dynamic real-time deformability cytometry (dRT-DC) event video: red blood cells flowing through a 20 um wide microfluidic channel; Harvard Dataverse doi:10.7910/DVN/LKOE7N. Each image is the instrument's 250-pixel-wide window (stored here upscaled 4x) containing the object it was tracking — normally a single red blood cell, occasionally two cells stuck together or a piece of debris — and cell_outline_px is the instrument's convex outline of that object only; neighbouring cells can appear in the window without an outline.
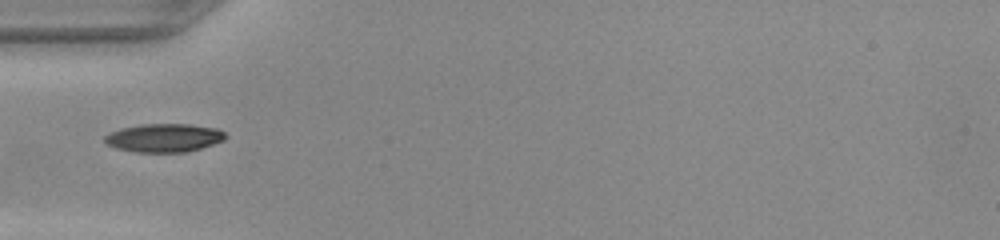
{"species": "common noctule bat (a hibernating species)", "species_latin": "Nyctalus noctula", "temperature_condition": "warm", "stored_images_in_passage": 34, "camera_frame_rate_fps": 3000, "um_per_image_px": 0.085, "animal": {"sex": "female", "body_mass_g": 22.0, "forearm_length_mm": 56.7}, "frame": {"image": 1, "passage_image": 1, "time_ms": 0.0, "image_size_px": [1000, 240], "cell_outline_px": [[228, 136], [224, 140], [200, 148], [184, 152], [136, 152], [116, 148], [108, 144], [104, 140], [104, 136], [120, 128], [140, 124], [188, 124], [216, 128], [224, 132]], "centroid_in_image_um": [13.94, 11.71], "position_along_channel_um": 71.1, "area_um2": 19.88}}
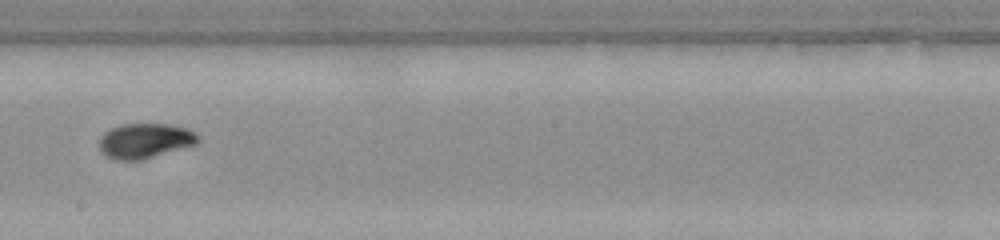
{"frame": {"image": 2, "passage_image": 13, "time_ms": 4.0, "image_size_px": [1000, 240], "cell_outline_px": [[200, 140], [196, 144], [144, 160], [116, 160], [108, 156], [100, 148], [100, 136], [104, 132], [112, 128], [124, 124], [168, 124], [188, 128], [196, 132], [200, 136]], "centroid_in_image_um": [12.38, 11.96], "position_along_channel_um": 235.8, "area_um2": 20.17}}
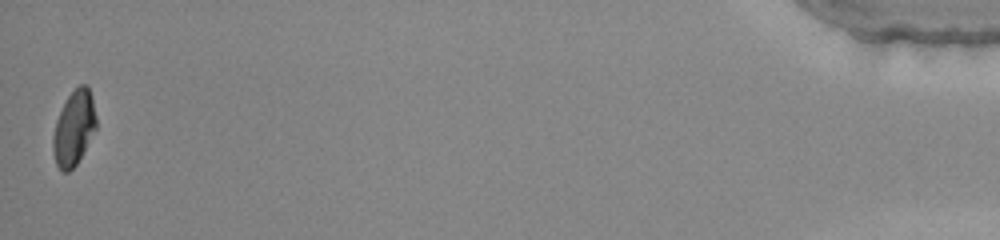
{"frame": {"image": 3, "passage_image": 34, "time_ms": 11.0, "image_size_px": [1000, 240], "cell_outline_px": [[96, 128], [76, 164], [68, 172], [64, 172], [56, 164], [52, 148], [52, 136], [56, 120], [68, 96], [80, 84], [84, 84], [88, 88], [92, 96], [96, 116]], "centroid_in_image_um": [6.27, 10.88], "position_along_channel_um": 428.9, "area_um2": 18.5}}